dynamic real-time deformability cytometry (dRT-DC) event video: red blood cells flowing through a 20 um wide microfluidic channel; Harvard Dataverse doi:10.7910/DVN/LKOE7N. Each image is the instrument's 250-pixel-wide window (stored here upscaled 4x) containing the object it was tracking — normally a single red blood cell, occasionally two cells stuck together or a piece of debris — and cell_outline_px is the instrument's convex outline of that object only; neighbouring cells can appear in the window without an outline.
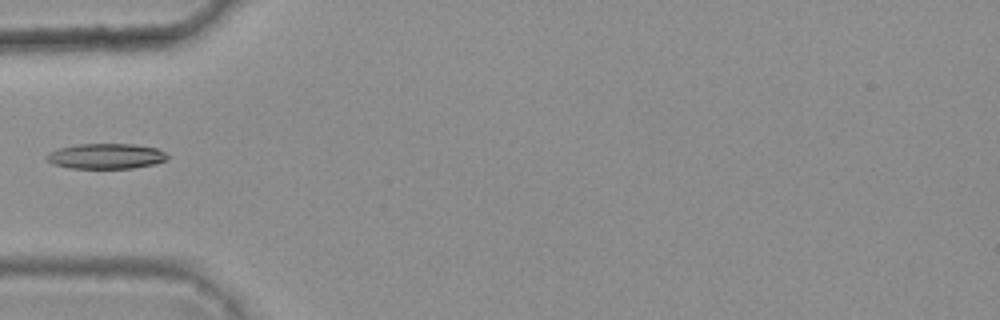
{"species": "common noctule bat (a hibernating species)", "species_latin": "Nyctalus noctula", "temperature_condition": "warm", "stored_images_in_passage": 7, "camera_frame_rate_fps": 3000, "um_per_image_px": 0.085, "animal": {"sex": "female", "body_mass_g": 25.1}, "frame": {"image": 1, "passage_image": 5, "time_ms": 1.333, "image_size_px": [1000, 320], "cell_outline_px": [[168, 160], [152, 164], [132, 168], [72, 168], [52, 164], [44, 156], [48, 152], [60, 148], [76, 144], [132, 144], [156, 148], [164, 152], [168, 156]], "centroid_in_image_um": [8.98, 13.27], "position_along_channel_um": 76.0, "area_um2": 17.74}}
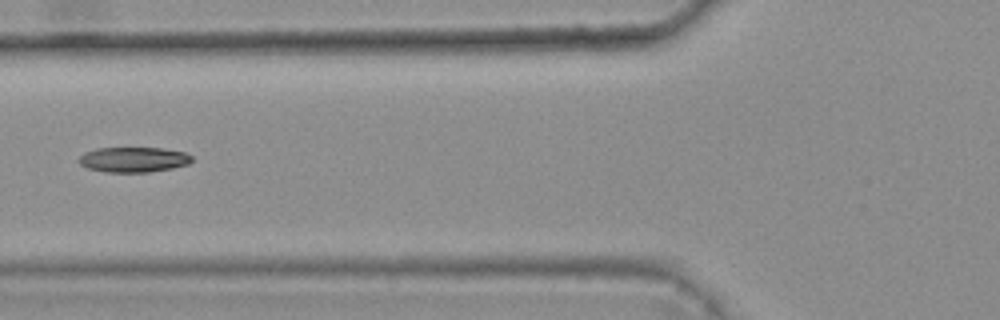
{"frame": {"image": 2, "passage_image": 6, "time_ms": 1.667, "image_size_px": [1000, 320], "cell_outline_px": [[192, 160], [188, 164], [172, 168], [148, 172], [108, 172], [88, 168], [80, 164], [76, 160], [84, 152], [96, 148], [160, 148], [184, 152], [192, 156]], "centroid_in_image_um": [11.32, 13.56], "position_along_channel_um": 114.5, "area_um2": 16.53}}
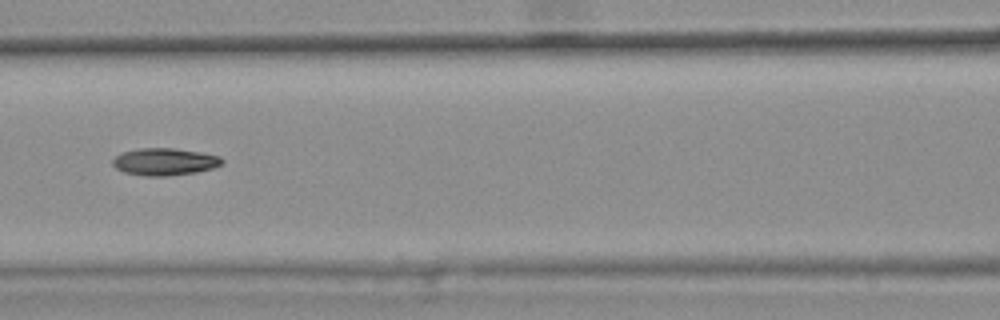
{"frame": {"image": 3, "passage_image": 7, "time_ms": 2.0, "image_size_px": [1000, 320], "cell_outline_px": [[224, 160], [220, 164], [212, 168], [196, 172], [168, 176], [144, 176], [124, 172], [116, 168], [112, 164], [112, 160], [120, 152], [140, 148], [172, 148], [200, 152], [220, 156]], "centroid_in_image_um": [13.96, 13.74], "position_along_channel_um": 152.6, "area_um2": 17.34}}